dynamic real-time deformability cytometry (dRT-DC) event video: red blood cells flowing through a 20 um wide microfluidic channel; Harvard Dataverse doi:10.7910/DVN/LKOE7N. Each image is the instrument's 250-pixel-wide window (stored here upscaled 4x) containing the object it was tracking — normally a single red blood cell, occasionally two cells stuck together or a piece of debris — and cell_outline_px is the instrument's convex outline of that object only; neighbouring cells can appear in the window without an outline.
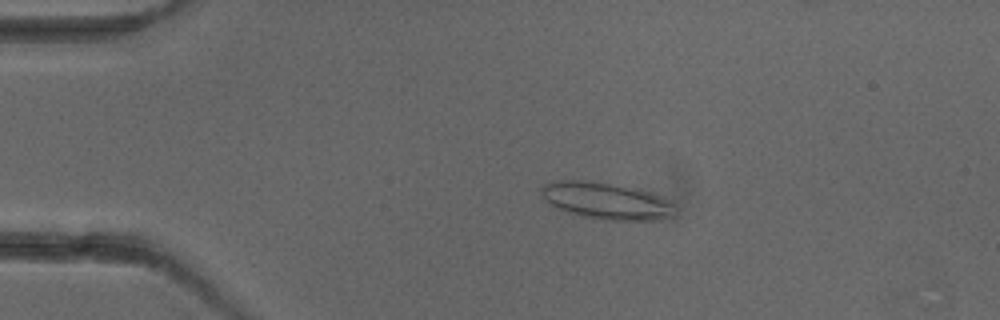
{"species": "common noctule bat (a hibernating species)", "species_latin": "Nyctalus noctula", "temperature_condition": "cold", "stored_images_in_passage": 4, "camera_frame_rate_fps": 3000, "um_per_image_px": 0.085, "animal": {"sex": "female"}, "frame": {"image": 1, "passage_image": 2, "time_ms": 1.0, "image_size_px": [1000, 320], "cell_outline_px": [[672, 216], [656, 220], [604, 220], [580, 216], [556, 208], [544, 200], [540, 192], [540, 188], [544, 184], [556, 180], [584, 180], [636, 188], [648, 192], [672, 204]], "centroid_in_image_um": [51.42, 17.07], "position_along_channel_um": 33.6, "area_um2": 28.26}}